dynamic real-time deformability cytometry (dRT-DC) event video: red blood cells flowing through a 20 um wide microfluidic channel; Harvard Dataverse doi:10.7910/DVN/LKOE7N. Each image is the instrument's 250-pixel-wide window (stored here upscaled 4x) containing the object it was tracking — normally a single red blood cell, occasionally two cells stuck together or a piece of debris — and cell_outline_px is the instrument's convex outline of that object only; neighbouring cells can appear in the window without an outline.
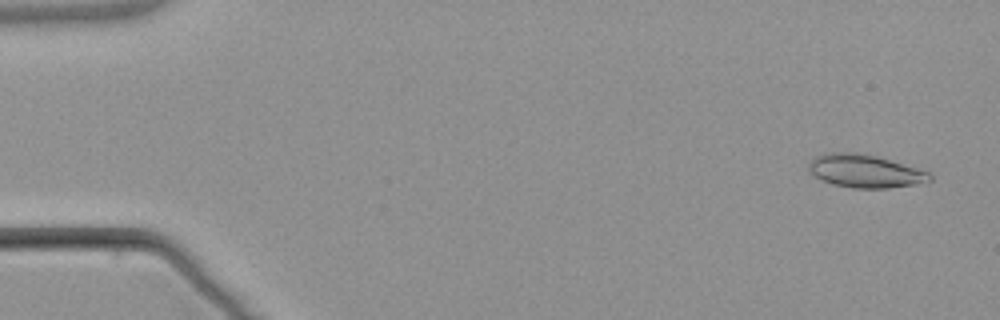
{"species": "common noctule bat (a hibernating species)", "species_latin": "Nyctalus noctula", "temperature_condition": "warm", "stored_images_in_passage": 4, "camera_frame_rate_fps": 3000, "um_per_image_px": 0.085, "animal": {"sex": "male", "body_mass_g": 21.5, "forearm_length_mm": 52.0}, "frame": {"image": 1, "passage_image": 1, "time_ms": 0.0, "image_size_px": [1000, 320], "cell_outline_px": [[932, 180], [916, 184], [888, 188], [852, 188], [832, 184], [808, 172], [808, 164], [816, 156], [824, 152], [856, 152], [876, 156], [916, 168], [928, 172], [932, 176]], "centroid_in_image_um": [73.49, 14.54], "position_along_channel_um": 11.5, "area_um2": 23.18}}